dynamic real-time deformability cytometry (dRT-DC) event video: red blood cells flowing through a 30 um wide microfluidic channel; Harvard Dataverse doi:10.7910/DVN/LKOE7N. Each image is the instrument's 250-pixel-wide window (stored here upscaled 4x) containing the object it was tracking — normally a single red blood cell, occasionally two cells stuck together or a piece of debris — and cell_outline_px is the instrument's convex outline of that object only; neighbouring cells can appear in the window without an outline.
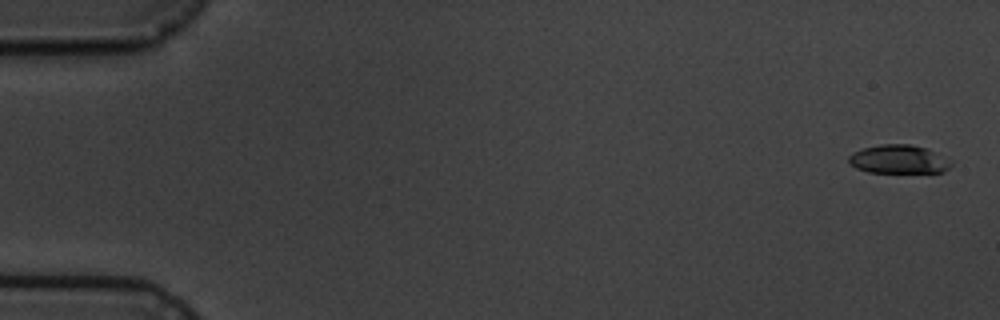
{"species": "common noctule bat (a hibernating species)", "species_latin": "Nyctalus noctula", "temperature_condition": "cold", "stored_images_in_passage": 6, "camera_frame_rate_fps": 3000, "um_per_image_px": 0.085, "animal": {"sex": "male", "body_mass_g": 19.5, "forearm_length_mm": 54.6}, "frame": {"image": 1, "passage_image": 1, "time_ms": 0.0, "image_size_px": [1000, 320], "cell_outline_px": [[952, 164], [944, 172], [868, 172], [856, 168], [848, 164], [848, 156], [852, 152], [864, 148], [880, 144], [908, 144], [928, 148], [952, 160]], "centroid_in_image_um": [76.38, 13.53], "position_along_channel_um": 8.6, "area_um2": 17.22}}
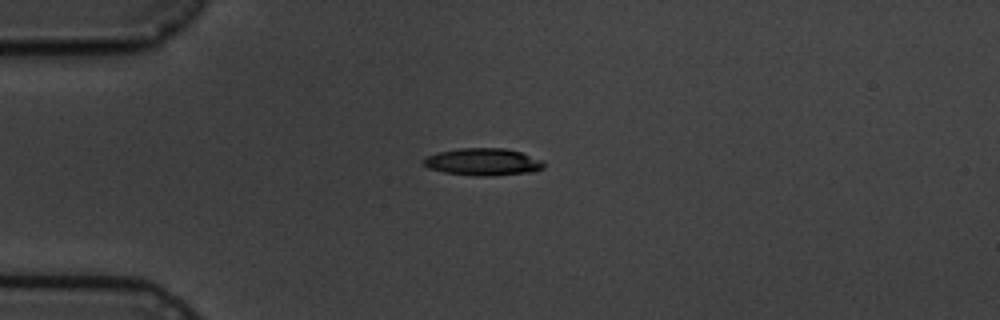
{"frame": {"image": 2, "passage_image": 4, "time_ms": 4.333, "image_size_px": [1000, 320], "cell_outline_px": [[544, 168], [536, 172], [492, 176], [472, 176], [444, 172], [428, 168], [420, 164], [420, 160], [428, 156], [440, 152], [460, 148], [504, 148], [520, 152], [544, 160]], "centroid_in_image_um": [41.07, 13.78], "position_along_channel_um": 43.9, "area_um2": 19.42}}
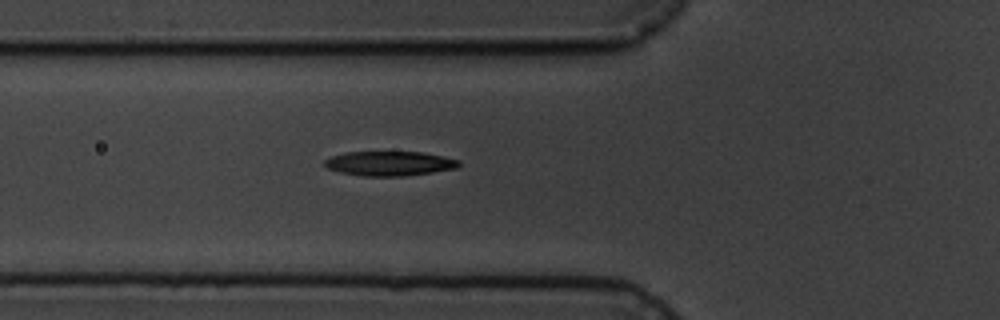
{"frame": {"image": 3, "passage_image": 6, "time_ms": 6.333, "image_size_px": [1000, 320], "cell_outline_px": [[460, 164], [456, 168], [432, 172], [404, 176], [364, 176], [340, 172], [328, 168], [324, 164], [324, 160], [332, 156], [344, 152], [424, 152], [460, 160]], "centroid_in_image_um": [33.11, 13.89], "position_along_channel_um": 92.7, "area_um2": 19.13}}